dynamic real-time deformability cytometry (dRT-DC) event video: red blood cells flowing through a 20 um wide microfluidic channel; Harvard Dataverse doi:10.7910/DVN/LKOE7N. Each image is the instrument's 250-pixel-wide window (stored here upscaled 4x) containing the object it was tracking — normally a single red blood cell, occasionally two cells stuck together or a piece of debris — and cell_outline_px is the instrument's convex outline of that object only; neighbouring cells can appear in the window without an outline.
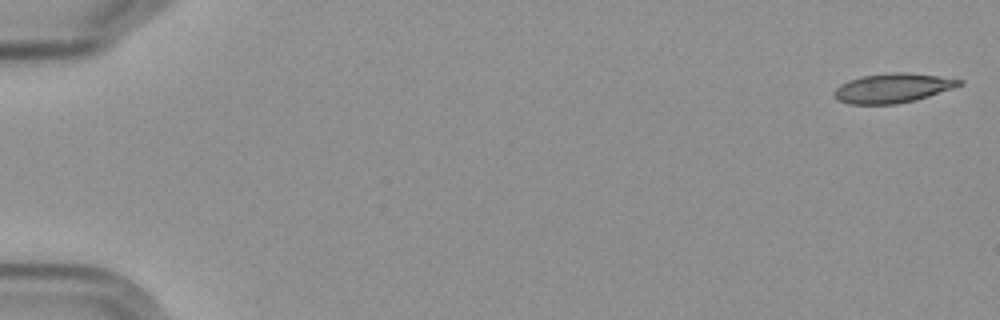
{"species": "Egyptian fruit bat (a non-hibernating species)", "species_latin": "Rousettus aegyptiacus", "temperature_condition": "cold", "stored_images_in_passage": 5, "camera_frame_rate_fps": 3000, "um_per_image_px": 0.085, "frame": {"image": 1, "passage_image": 1, "time_ms": 0.0, "image_size_px": [1000, 320], "cell_outline_px": [[964, 84], [916, 100], [896, 104], [848, 104], [840, 100], [832, 92], [840, 84], [848, 80], [860, 76], [892, 72], [904, 72], [936, 76], [964, 80]], "centroid_in_image_um": [75.86, 7.48], "position_along_channel_um": 9.1, "area_um2": 21.33}}
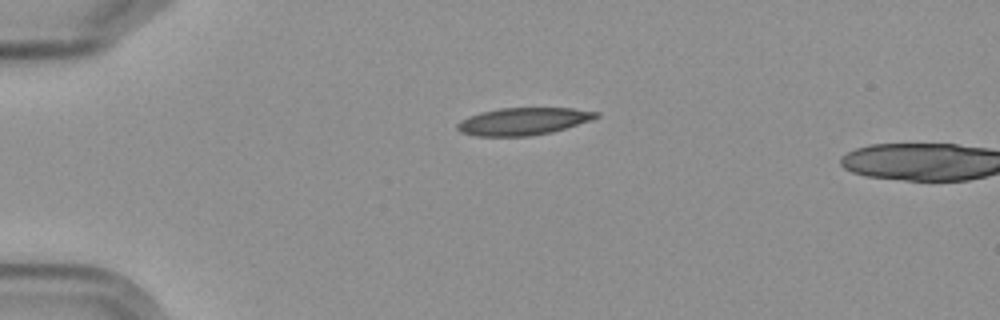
{"frame": {"image": 2, "passage_image": 4, "time_ms": 4.333, "image_size_px": [1000, 320], "cell_outline_px": [[600, 116], [552, 132], [528, 136], [476, 136], [460, 132], [456, 128], [456, 124], [460, 120], [468, 116], [480, 112], [500, 108], [572, 108], [600, 112]], "centroid_in_image_um": [44.42, 10.31], "position_along_channel_um": 40.6, "area_um2": 22.02}}